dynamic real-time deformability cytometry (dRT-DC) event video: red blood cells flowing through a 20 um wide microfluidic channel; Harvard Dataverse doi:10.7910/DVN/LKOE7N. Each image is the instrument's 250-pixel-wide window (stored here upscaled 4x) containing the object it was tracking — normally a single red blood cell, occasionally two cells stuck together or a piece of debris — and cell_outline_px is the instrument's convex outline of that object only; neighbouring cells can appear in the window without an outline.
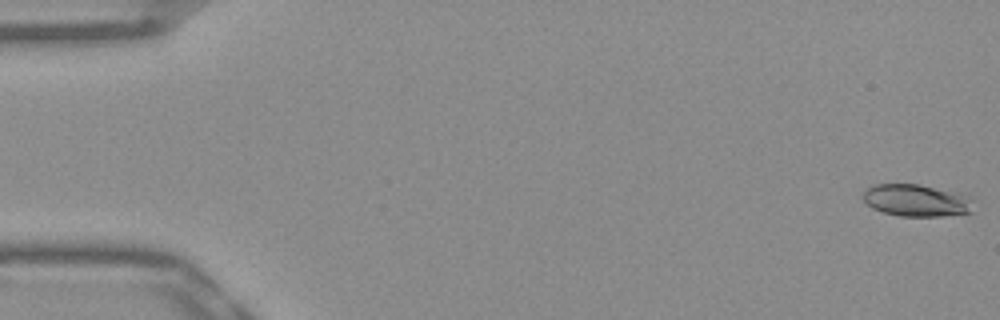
{"species": "Egyptian fruit bat (a non-hibernating species)", "species_latin": "Rousettus aegyptiacus", "temperature_condition": "warm", "stored_images_in_passage": 52, "camera_frame_rate_fps": 3000, "um_per_image_px": 0.085, "frame": {"image": 1, "passage_image": 1, "time_ms": 0.0, "image_size_px": [1000, 320], "cell_outline_px": [[972, 212], [944, 216], [900, 216], [884, 212], [872, 208], [860, 196], [868, 188], [876, 184], [920, 184], [968, 192], [972, 196]], "centroid_in_image_um": [77.99, 17.01], "position_along_channel_um": 7.0, "area_um2": 21.27}}
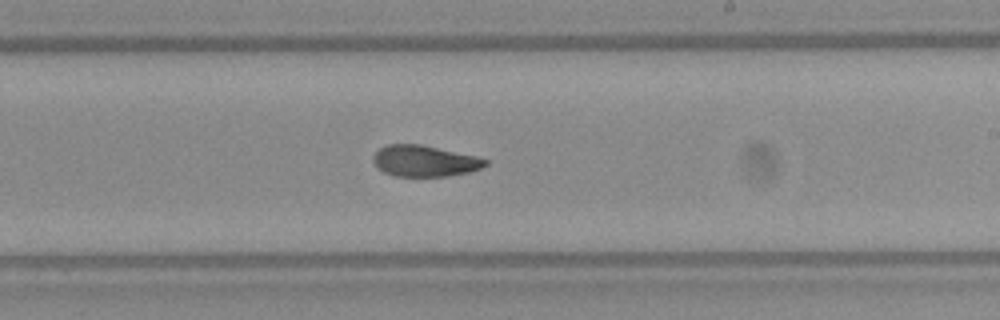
{"frame": {"image": 2, "passage_image": 31, "time_ms": 10.0, "image_size_px": [1000, 320], "cell_outline_px": [[488, 164], [480, 168], [468, 172], [448, 176], [392, 176], [384, 172], [372, 160], [372, 156], [380, 148], [388, 144], [420, 144], [476, 156], [488, 160]], "centroid_in_image_um": [36.08, 13.68], "position_along_channel_um": 252.9, "area_um2": 20.23}}
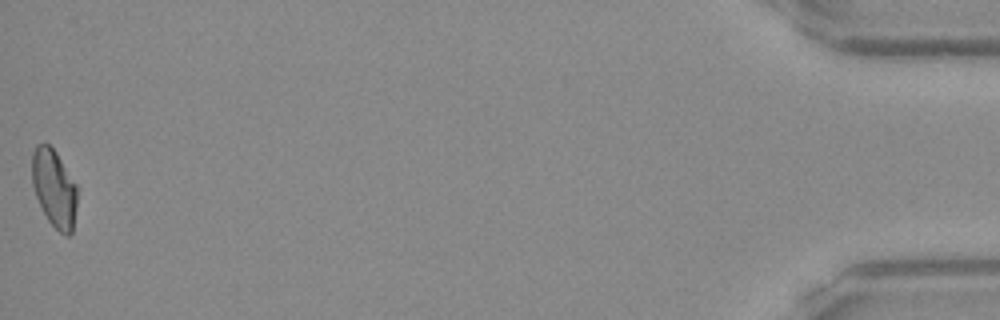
{"frame": {"image": 3, "passage_image": 52, "time_ms": 17.0, "image_size_px": [1000, 320], "cell_outline_px": [[76, 208], [72, 232], [68, 236], [64, 236], [48, 220], [36, 196], [32, 184], [32, 152], [36, 144], [48, 144], [56, 152], [76, 184]], "centroid_in_image_um": [4.6, 16.0], "position_along_channel_um": 430.6, "area_um2": 20.23}, "authors_computed_cell_mechanics": {"area_um2": 21.097, "velocity_mm_per_s": 3.9276, "shape_relaxation_time_tau1_ms": 10.8457, "shape_relaxation_time_tau2_ms": 4.301, "deformation_change_tau1": 0.2555, "deformation_change_tau2": 0.1072}}